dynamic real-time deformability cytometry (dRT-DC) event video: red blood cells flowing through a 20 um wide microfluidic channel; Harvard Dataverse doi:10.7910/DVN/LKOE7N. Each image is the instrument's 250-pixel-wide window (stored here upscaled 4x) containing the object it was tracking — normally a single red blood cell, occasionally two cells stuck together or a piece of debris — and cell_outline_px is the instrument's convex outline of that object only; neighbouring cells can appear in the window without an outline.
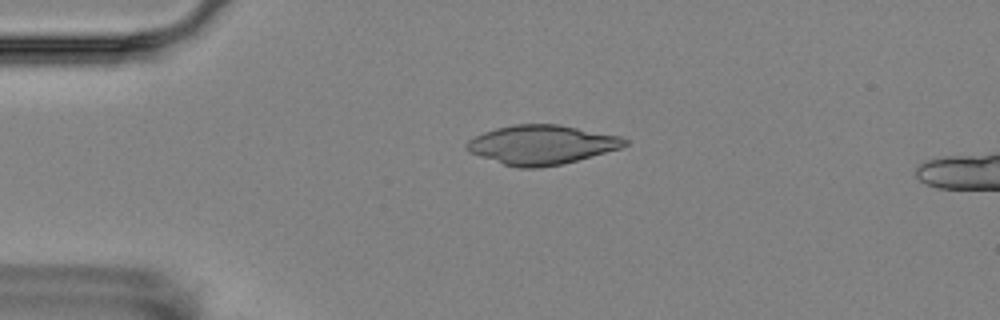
{"species": "Egyptian fruit bat (a non-hibernating species)", "species_latin": "Rousettus aegyptiacus", "temperature_condition": "room temperature", "stored_images_in_passage": 6, "camera_frame_rate_fps": 3000, "um_per_image_px": 0.085, "animal": {"sex": "female"}, "frame": {"image": 1, "passage_image": 4, "time_ms": 3.333, "image_size_px": [1000, 320], "cell_outline_px": [[628, 144], [620, 148], [576, 160], [560, 164], [540, 168], [520, 168], [504, 164], [468, 152], [464, 148], [464, 144], [468, 140], [484, 132], [496, 128], [516, 124], [556, 124], [620, 136], [628, 140]], "centroid_in_image_um": [46.0, 12.3], "position_along_channel_um": 39.0, "area_um2": 35.78}}